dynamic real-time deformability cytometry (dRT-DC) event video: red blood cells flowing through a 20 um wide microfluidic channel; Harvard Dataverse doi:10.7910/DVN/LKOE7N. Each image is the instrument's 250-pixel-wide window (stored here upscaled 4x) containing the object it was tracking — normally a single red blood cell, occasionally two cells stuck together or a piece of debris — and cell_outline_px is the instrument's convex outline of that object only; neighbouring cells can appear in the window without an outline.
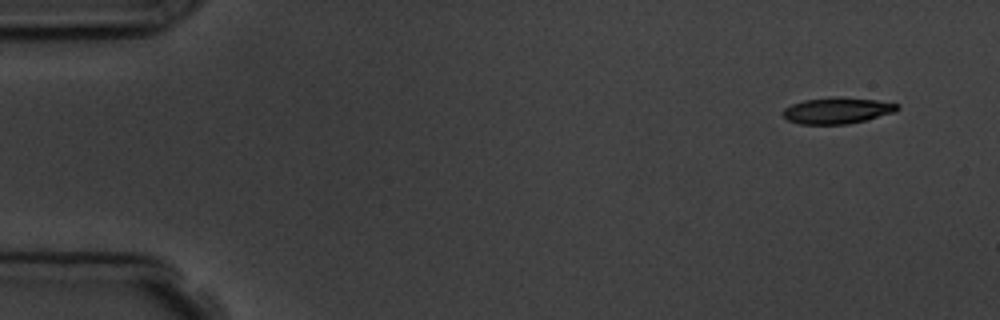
{"species": "common noctule bat (a hibernating species)", "species_latin": "Nyctalus noctula", "temperature_condition": "room temperature", "stored_images_in_passage": 5, "camera_frame_rate_fps": 3000, "um_per_image_px": 0.085, "animal": {"sex": "male", "body_mass_g": 19.5, "forearm_length_mm": 54.6}, "frame": {"image": 1, "passage_image": 1, "time_ms": 0.0, "image_size_px": [1000, 320], "cell_outline_px": [[900, 108], [896, 112], [848, 124], [800, 124], [788, 120], [784, 116], [784, 108], [792, 104], [804, 100], [840, 96], [876, 100], [900, 104]], "centroid_in_image_um": [71.2, 9.39], "position_along_channel_um": 13.8, "area_um2": 17.46}}
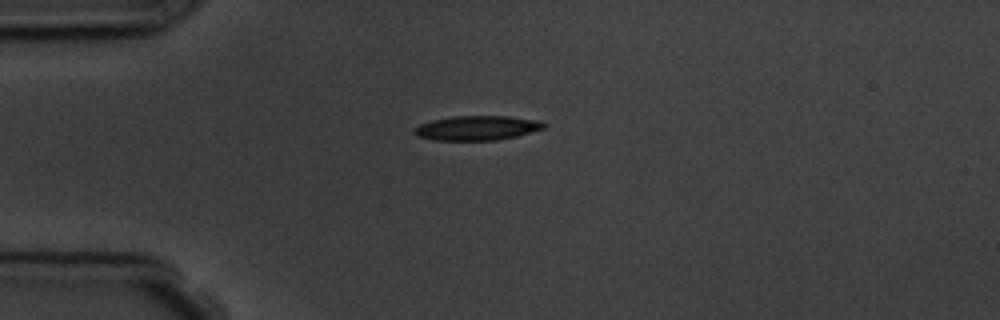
{"frame": {"image": 2, "passage_image": 4, "time_ms": 3.333, "image_size_px": [1000, 320], "cell_outline_px": [[548, 124], [544, 128], [516, 136], [496, 140], [432, 140], [416, 136], [412, 132], [412, 128], [420, 124], [432, 120], [452, 116], [508, 116], [540, 120]], "centroid_in_image_um": [40.52, 10.87], "position_along_channel_um": 44.5, "area_um2": 18.67}}